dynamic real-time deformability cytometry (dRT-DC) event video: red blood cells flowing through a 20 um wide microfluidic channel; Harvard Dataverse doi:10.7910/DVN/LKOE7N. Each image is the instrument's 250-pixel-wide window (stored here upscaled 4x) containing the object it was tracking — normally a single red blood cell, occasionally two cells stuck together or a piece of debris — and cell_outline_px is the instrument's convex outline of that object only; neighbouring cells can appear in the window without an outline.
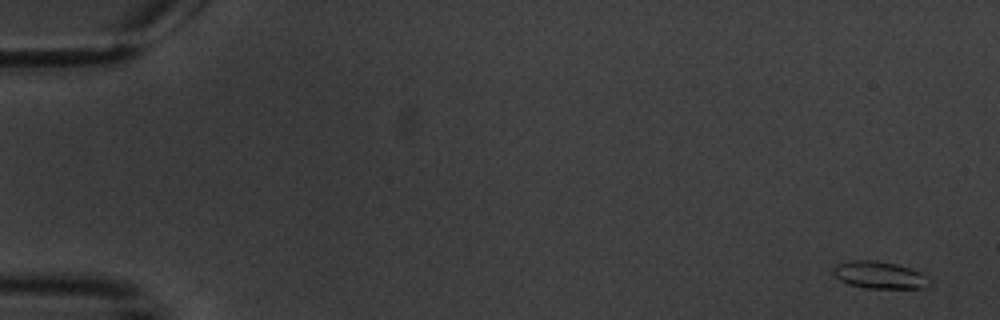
{"species": "common noctule bat (a hibernating species)", "species_latin": "Nyctalus noctula", "temperature_condition": "warm", "stored_images_in_passage": 9, "camera_frame_rate_fps": 3000, "um_per_image_px": 0.085, "animal": {"sex": "male", "body_mass_g": 20.1, "forearm_length_mm": 53.5}, "frame": {"image": 1, "passage_image": 1, "time_ms": 0.0, "image_size_px": [1000, 320], "cell_outline_px": [[932, 284], [920, 288], [864, 288], [848, 284], [840, 280], [832, 272], [832, 268], [836, 264], [852, 260], [876, 260], [896, 264], [920, 272], [932, 280]], "centroid_in_image_um": [74.74, 23.38], "position_along_channel_um": 10.3, "area_um2": 15.32}}
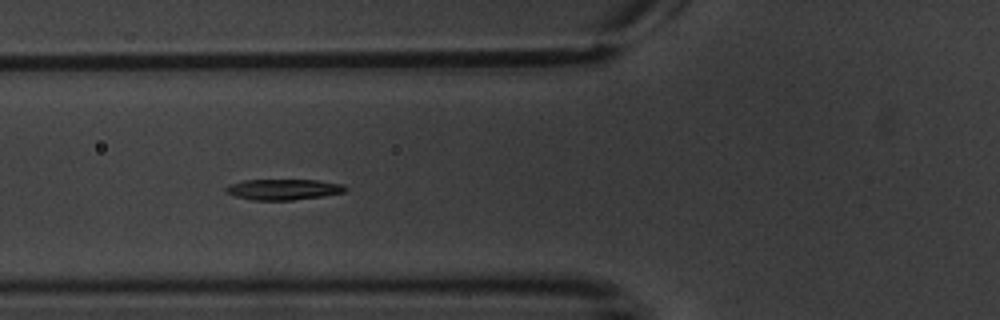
{"frame": {"image": 2, "passage_image": 7, "time_ms": 7.0, "image_size_px": [1000, 320], "cell_outline_px": [[348, 188], [344, 192], [324, 196], [292, 200], [252, 200], [236, 196], [224, 192], [224, 188], [228, 184], [244, 180], [316, 180], [344, 184]], "centroid_in_image_um": [24.07, 16.1], "position_along_channel_um": 101.7, "area_um2": 14.57}}
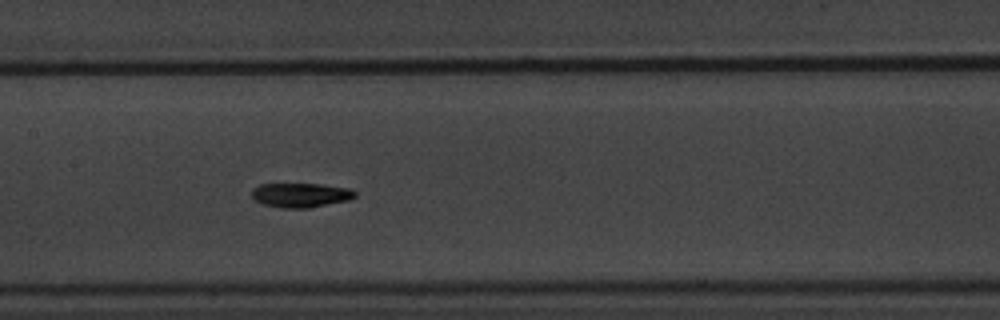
{"frame": {"image": 3, "passage_image": 9, "time_ms": 9.333, "image_size_px": [1000, 320], "cell_outline_px": [[356, 196], [348, 200], [308, 208], [280, 208], [264, 204], [256, 200], [252, 196], [252, 188], [260, 184], [320, 184], [352, 188], [356, 192]], "centroid_in_image_um": [25.58, 16.58], "position_along_channel_um": 181.8, "area_um2": 14.68}}